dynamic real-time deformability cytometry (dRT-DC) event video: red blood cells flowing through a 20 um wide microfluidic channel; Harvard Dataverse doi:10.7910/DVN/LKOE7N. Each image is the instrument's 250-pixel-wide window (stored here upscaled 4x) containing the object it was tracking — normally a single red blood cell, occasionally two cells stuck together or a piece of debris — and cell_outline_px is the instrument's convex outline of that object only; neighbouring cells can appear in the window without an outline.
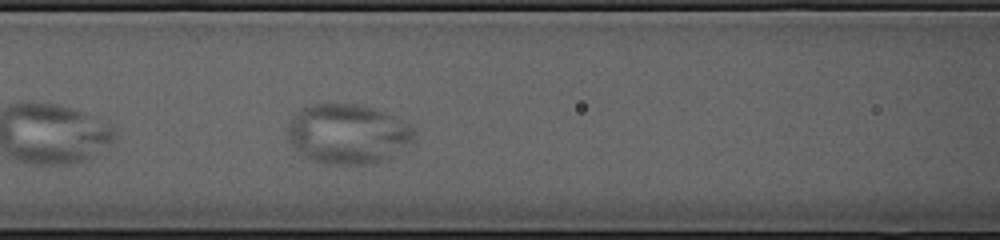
{"species": "common noctule bat (a hibernating species)", "species_latin": "Nyctalus noctula", "temperature_condition": "cold", "stored_images_in_passage": 35, "camera_frame_rate_fps": 3000, "um_per_image_px": 0.085, "animal": {"sex": "female", "body_mass_g": 23.0, "forearm_length_mm": 53.4}, "frame": {"image": 1, "passage_image": 8, "time_ms": 2.333, "image_size_px": [1000, 240], "cell_outline_px": [[416, 140], [388, 160], [372, 164], [328, 164], [312, 160], [300, 152], [288, 140], [288, 124], [292, 116], [300, 108], [312, 104], [356, 104], [376, 108], [404, 120], [416, 128]], "centroid_in_image_um": [29.63, 11.38], "position_along_channel_um": 137.0, "area_um2": 44.8}}
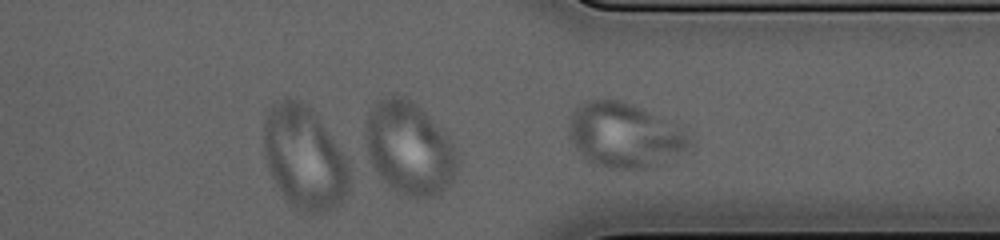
{"frame": {"image": 2, "passage_image": 26, "time_ms": 8.333, "image_size_px": [1000, 240], "cell_outline_px": [[696, 144], [660, 164], [652, 168], [612, 168], [596, 164], [588, 160], [576, 148], [568, 132], [568, 120], [572, 112], [580, 100], [620, 100], [636, 104], [684, 132]], "centroid_in_image_um": [53.04, 11.47], "position_along_channel_um": 358.4, "area_um2": 45.14}}
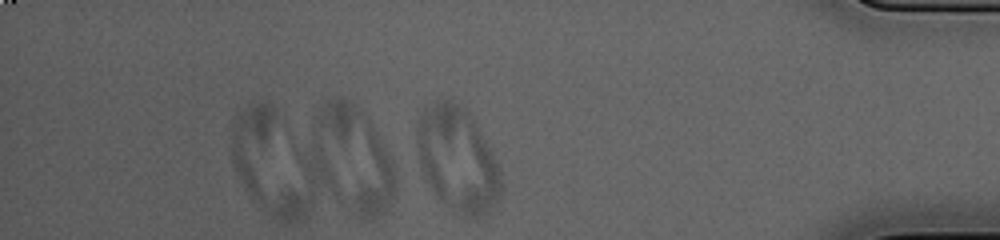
{"frame": {"image": 3, "passage_image": 32, "time_ms": 10.333, "image_size_px": [1000, 240], "cell_outline_px": [[504, 184], [500, 196], [484, 212], [472, 216], [464, 216], [452, 212], [436, 200], [424, 176], [420, 164], [416, 128], [416, 120], [424, 104], [436, 100], [448, 100], [460, 104], [468, 108], [492, 152], [496, 160]], "centroid_in_image_um": [38.84, 13.5], "position_along_channel_um": 396.4, "area_um2": 51.96}}